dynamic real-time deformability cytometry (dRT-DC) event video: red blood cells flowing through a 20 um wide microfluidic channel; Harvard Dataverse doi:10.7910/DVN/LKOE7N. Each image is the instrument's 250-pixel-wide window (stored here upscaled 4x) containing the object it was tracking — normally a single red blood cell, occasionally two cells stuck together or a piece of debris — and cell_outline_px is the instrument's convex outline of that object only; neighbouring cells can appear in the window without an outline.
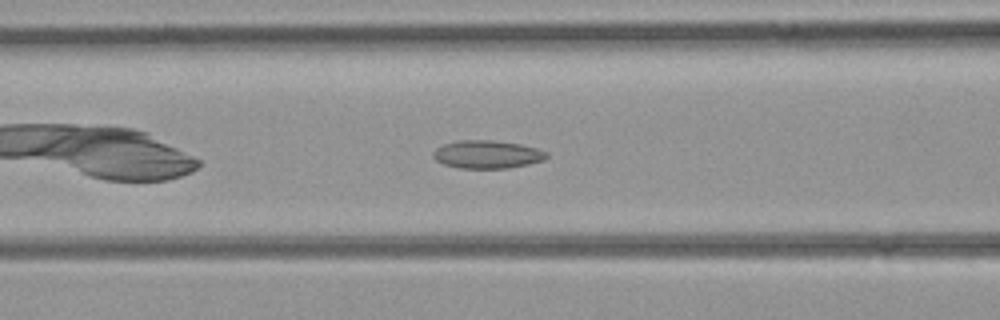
{"species": "common noctule bat (a hibernating species)", "species_latin": "Nyctalus noctula", "temperature_condition": "room temperature", "stored_images_in_passage": 33, "camera_frame_rate_fps": 3000, "um_per_image_px": 0.085, "animal": {"sex": "female", "body_mass_g": 21.9}, "frame": {"image": 1, "passage_image": 6, "time_ms": 1.667, "image_size_px": [1000, 320], "cell_outline_px": [[548, 156], [544, 160], [528, 164], [508, 168], [460, 168], [444, 164], [436, 160], [432, 156], [432, 152], [436, 148], [444, 144], [460, 140], [492, 140], [520, 144], [536, 148], [548, 152]], "centroid_in_image_um": [41.41, 13.12], "position_along_channel_um": 125.2, "area_um2": 18.5}}
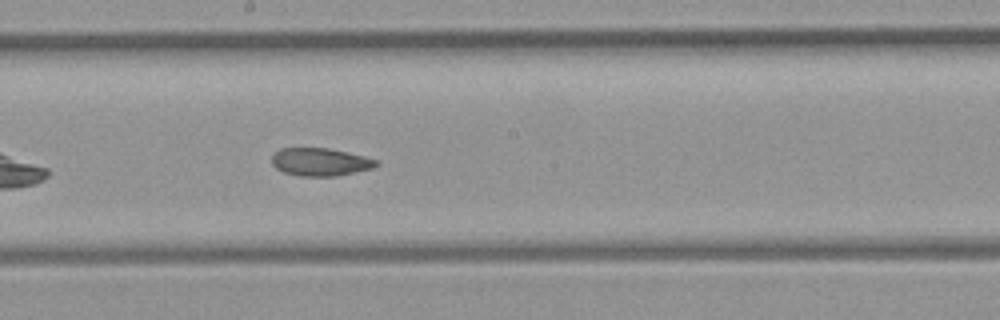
{"frame": {"image": 2, "passage_image": 12, "time_ms": 3.667, "image_size_px": [1000, 320], "cell_outline_px": [[380, 164], [372, 168], [336, 176], [300, 176], [284, 172], [276, 168], [272, 164], [272, 156], [280, 148], [328, 148], [348, 152], [364, 156], [376, 160]], "centroid_in_image_um": [27.21, 13.76], "position_along_channel_um": 221.0, "area_um2": 16.88}}
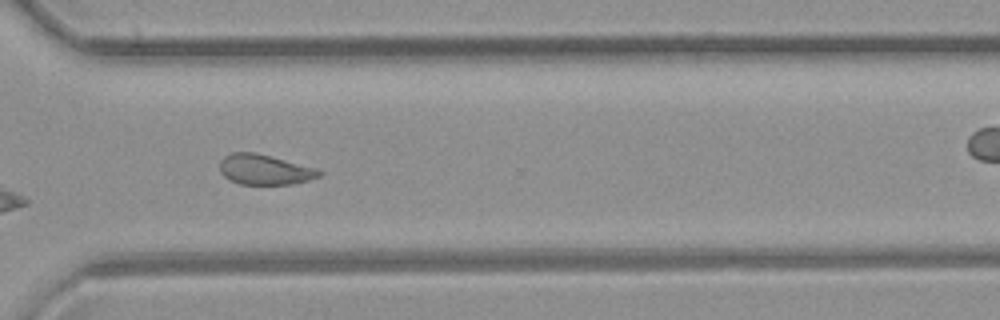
{"frame": {"image": 3, "passage_image": 20, "time_ms": 6.333, "image_size_px": [1000, 320], "cell_outline_px": [[324, 172], [320, 176], [308, 180], [292, 184], [240, 184], [228, 180], [220, 172], [220, 160], [224, 156], [232, 152], [256, 152], [316, 168]], "centroid_in_image_um": [22.47, 14.41], "position_along_channel_um": 348.1, "area_um2": 17.57}}